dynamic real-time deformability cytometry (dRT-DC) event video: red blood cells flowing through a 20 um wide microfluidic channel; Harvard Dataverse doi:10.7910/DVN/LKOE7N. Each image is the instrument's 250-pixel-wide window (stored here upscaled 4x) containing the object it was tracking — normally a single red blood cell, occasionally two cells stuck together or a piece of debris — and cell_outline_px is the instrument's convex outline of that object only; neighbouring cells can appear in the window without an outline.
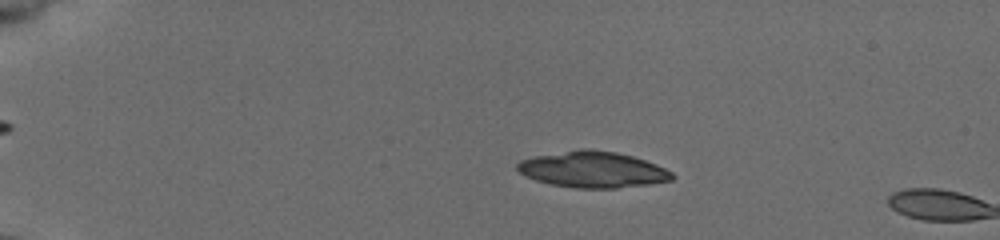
{"species": "common noctule bat (a hibernating species)", "species_latin": "Nyctalus noctula", "temperature_condition": "cold", "stored_images_in_passage": 9, "camera_frame_rate_fps": 3000, "um_per_image_px": 0.085, "animal": {"sex": "female", "body_mass_g": 19.5, "forearm_length_mm": 54.1}, "frame": {"image": 1, "passage_image": 7, "time_ms": 2.0, "image_size_px": [1000, 240], "cell_outline_px": [[676, 176], [672, 180], [648, 184], [616, 188], [576, 188], [552, 184], [536, 180], [520, 172], [516, 168], [516, 164], [520, 160], [536, 156], [580, 148], [592, 148], [616, 152], [632, 156], [656, 164], [672, 172]], "centroid_in_image_um": [50.4, 14.4], "position_along_channel_um": 34.6, "area_um2": 32.48}}